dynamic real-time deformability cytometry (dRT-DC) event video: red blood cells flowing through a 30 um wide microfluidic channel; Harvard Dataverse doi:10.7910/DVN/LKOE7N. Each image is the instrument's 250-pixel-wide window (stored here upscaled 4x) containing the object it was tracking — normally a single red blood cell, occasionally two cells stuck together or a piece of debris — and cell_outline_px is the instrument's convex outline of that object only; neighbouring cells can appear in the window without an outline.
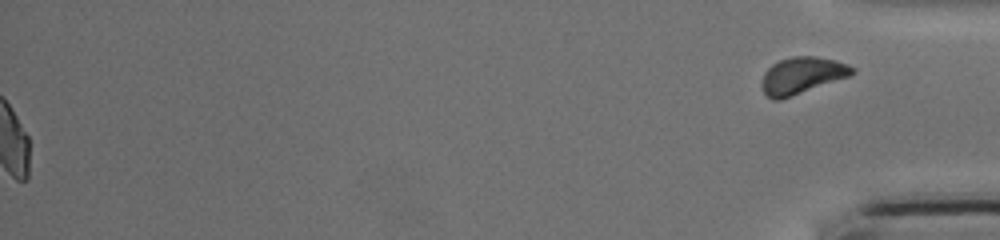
{"species": "common noctule bat (a hibernating species)", "species_latin": "Nyctalus noctula", "temperature_condition": "cold", "stored_images_in_passage": 47, "segment_of_instrument_passage": [2, 2], "camera_frame_rate_fps": 3000, "um_per_image_px": 0.085, "animal": {"sex": "female", "body_mass_g": 17.0, "forearm_length_mm": 48.0}, "frame": {"image": 1, "passage_image": 47, "time_ms": 15.333, "image_size_px": [1000, 240], "cell_outline_px": [[856, 72], [848, 76], [780, 100], [772, 100], [764, 92], [760, 84], [764, 72], [772, 64], [780, 60], [792, 56], [816, 56], [836, 60], [848, 64], [856, 68]], "centroid_in_image_um": [68.15, 6.4], "position_along_channel_um": 367.0, "area_um2": 19.31}}